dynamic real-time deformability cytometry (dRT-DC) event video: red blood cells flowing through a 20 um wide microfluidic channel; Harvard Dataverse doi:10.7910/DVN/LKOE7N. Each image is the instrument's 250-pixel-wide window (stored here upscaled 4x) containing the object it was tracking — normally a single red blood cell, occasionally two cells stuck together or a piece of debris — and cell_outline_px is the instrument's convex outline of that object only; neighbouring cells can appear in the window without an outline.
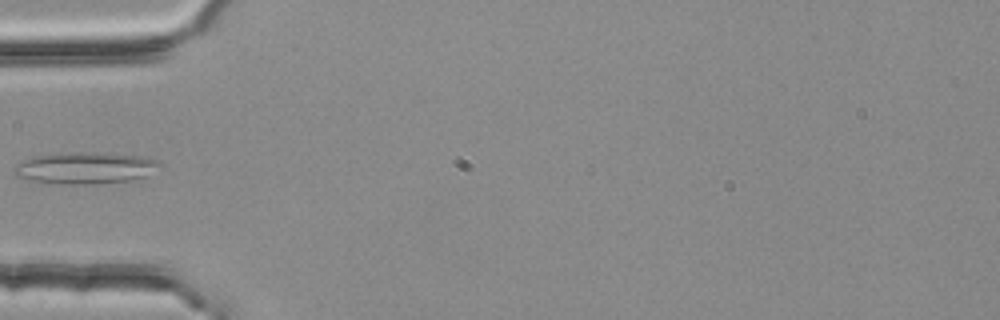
{"species": "common noctule bat (a hibernating species)", "species_latin": "Nyctalus noctula", "temperature_condition": "room temperature", "stored_images_in_passage": 3, "camera_frame_rate_fps": 3000, "um_per_image_px": 0.085, "animal": {"sex": "female", "body_mass_g": 25.1}, "frame": {"image": 1, "passage_image": 3, "time_ms": 0.667, "image_size_px": [1000, 320], "cell_outline_px": [[160, 164], [148, 176], [132, 180], [96, 184], [60, 184], [28, 180], [16, 176], [12, 172], [12, 168], [16, 164], [24, 160], [36, 156], [76, 152], [84, 152], [140, 156], [156, 160]], "centroid_in_image_um": [7.19, 14.3], "position_along_channel_um": 77.8, "area_um2": 26.65}}